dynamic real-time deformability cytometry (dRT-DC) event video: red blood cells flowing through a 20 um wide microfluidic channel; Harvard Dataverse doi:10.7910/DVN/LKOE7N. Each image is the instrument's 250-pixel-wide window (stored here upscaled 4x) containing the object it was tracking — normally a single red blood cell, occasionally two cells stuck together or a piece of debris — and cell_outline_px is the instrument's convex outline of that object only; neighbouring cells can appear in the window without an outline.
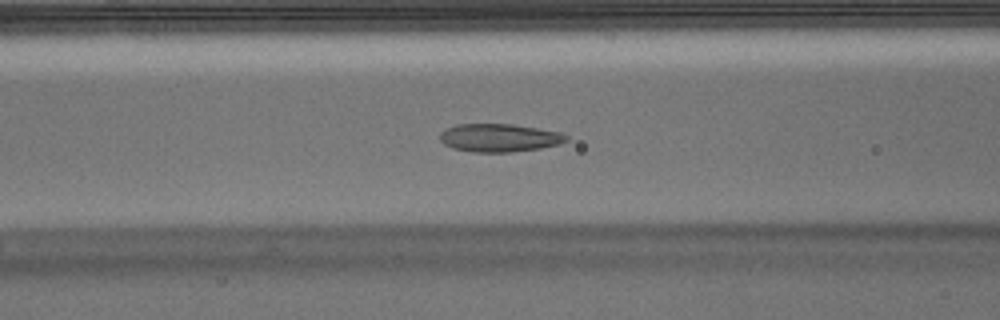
{"species": "Egyptian fruit bat (a non-hibernating species)", "species_latin": "Rousettus aegyptiacus", "temperature_condition": "warm", "stored_images_in_passage": 43, "camera_frame_rate_fps": 3000, "um_per_image_px": 0.085, "animal": {"sex": "male"}, "frame": {"image": 1, "passage_image": 11, "time_ms": 3.333, "image_size_px": [1000, 320], "cell_outline_px": [[568, 140], [560, 144], [540, 148], [512, 152], [472, 152], [452, 148], [444, 144], [440, 140], [440, 132], [444, 128], [456, 124], [512, 124], [560, 132], [568, 136]], "centroid_in_image_um": [42.41, 11.71], "position_along_channel_um": 124.2, "area_um2": 20.81}}
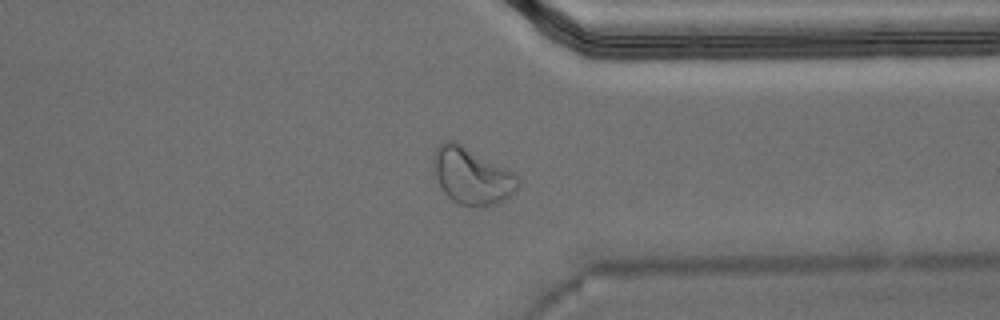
{"frame": {"image": 2, "passage_image": 31, "time_ms": 10.0, "image_size_px": [1000, 320], "cell_outline_px": [[520, 184], [516, 192], [484, 208], [476, 208], [460, 204], [452, 200], [444, 192], [432, 168], [432, 160], [436, 148], [444, 140], [456, 140], [520, 176]], "centroid_in_image_um": [40.1, 14.94], "position_along_channel_um": 371.3, "area_um2": 28.15}}
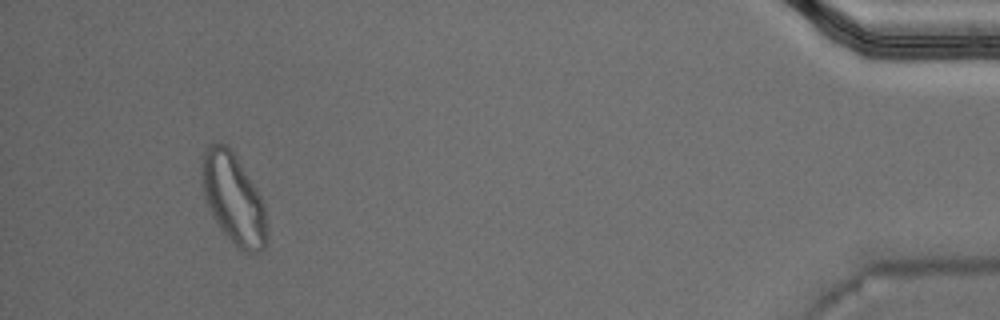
{"frame": {"image": 3, "passage_image": 40, "time_ms": 13.0, "image_size_px": [1000, 320], "cell_outline_px": [[264, 248], [256, 252], [244, 252], [236, 248], [220, 228], [212, 216], [204, 196], [200, 176], [204, 152], [208, 144], [228, 144], [256, 188], [264, 204]], "centroid_in_image_um": [19.79, 16.87], "position_along_channel_um": 415.4, "area_um2": 33.64}, "authors_computed_cell_mechanics": {"area_um2": 21.7906, "velocity_mm_per_s": 3.7473, "shape_relaxation_time_tau1_ms": null, "shape_relaxation_time_tau2_ms": 1.4877, "deformation_change_tau1": null, "deformation_change_tau2": 0.0746}}